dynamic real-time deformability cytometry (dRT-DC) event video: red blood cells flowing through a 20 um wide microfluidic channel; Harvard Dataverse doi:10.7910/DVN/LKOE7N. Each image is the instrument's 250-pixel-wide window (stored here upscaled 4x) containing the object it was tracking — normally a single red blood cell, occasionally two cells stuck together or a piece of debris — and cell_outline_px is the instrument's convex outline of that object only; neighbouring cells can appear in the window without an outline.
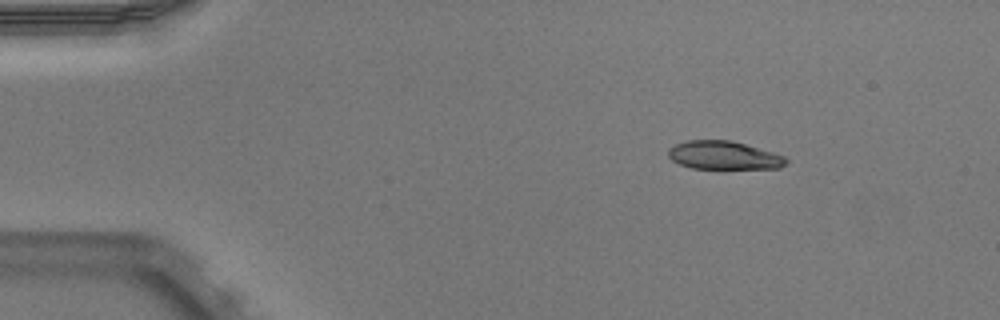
{"species": "Egyptian fruit bat (a non-hibernating species)", "species_latin": "Rousettus aegyptiacus", "temperature_condition": "warm", "stored_images_in_passage": 45, "camera_frame_rate_fps": 3000, "um_per_image_px": 0.085, "animal": {"sex": "male"}, "frame": {"image": 1, "passage_image": 1, "time_ms": 0.0, "image_size_px": [1000, 320], "cell_outline_px": [[788, 160], [780, 168], [692, 168], [680, 164], [672, 160], [668, 156], [668, 148], [676, 144], [688, 140], [732, 140], [772, 152], [784, 156]], "centroid_in_image_um": [61.5, 13.19], "position_along_channel_um": 23.5, "area_um2": 19.25}}
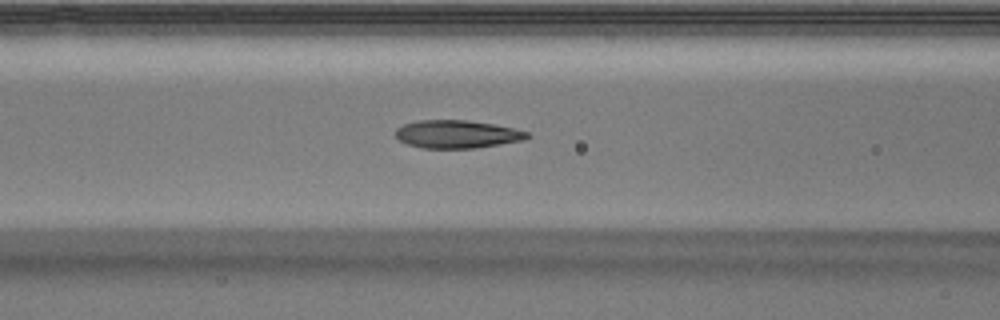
{"frame": {"image": 2, "passage_image": 15, "time_ms": 4.667, "image_size_px": [1000, 320], "cell_outline_px": [[528, 136], [524, 140], [476, 148], [420, 148], [408, 144], [400, 140], [396, 136], [396, 128], [404, 124], [420, 120], [468, 120], [492, 124], [512, 128], [528, 132]], "centroid_in_image_um": [38.82, 11.41], "position_along_channel_um": 127.8, "area_um2": 21.27}}
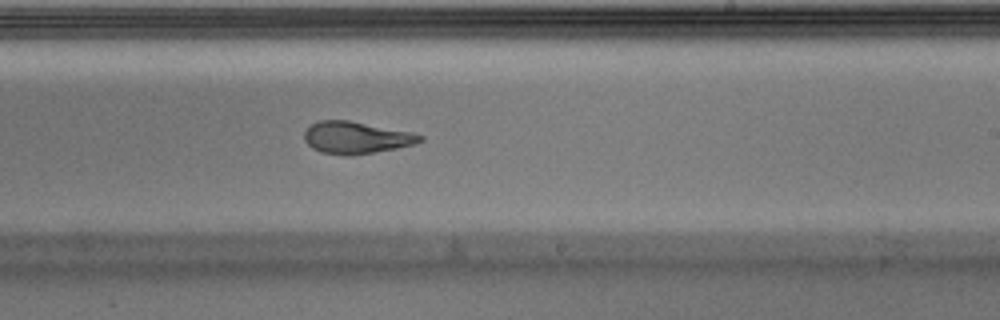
{"frame": {"image": 3, "passage_image": 25, "time_ms": 8.0, "image_size_px": [1000, 320], "cell_outline_px": [[424, 140], [416, 144], [396, 148], [352, 156], [344, 156], [320, 152], [312, 148], [304, 140], [304, 132], [312, 124], [320, 120], [348, 120], [412, 132], [424, 136]], "centroid_in_image_um": [30.28, 11.71], "position_along_channel_um": 258.7, "area_um2": 21.73}, "authors_computed_cell_mechanics": {"area_um2": 21.6172, "velocity_mm_per_s": 3.9323, "shape_relaxation_time_tau1_ms": null, "shape_relaxation_time_tau2_ms": 1.7206, "deformation_change_tau1": null, "deformation_change_tau2": 0.092}}